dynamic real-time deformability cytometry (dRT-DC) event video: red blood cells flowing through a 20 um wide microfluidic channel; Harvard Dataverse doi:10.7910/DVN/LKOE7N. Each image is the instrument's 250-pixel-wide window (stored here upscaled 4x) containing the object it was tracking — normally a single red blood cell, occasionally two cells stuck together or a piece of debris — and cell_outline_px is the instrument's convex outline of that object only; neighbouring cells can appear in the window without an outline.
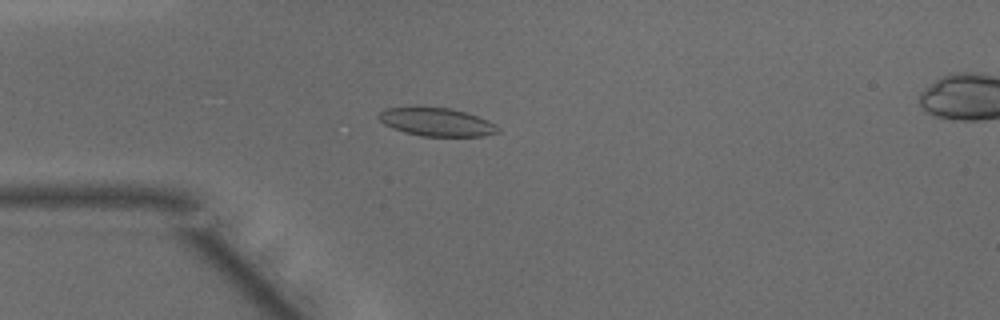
{"species": "common noctule bat (a hibernating species)", "species_latin": "Nyctalus noctula", "temperature_condition": "warm", "stored_images_in_passage": 47, "camera_frame_rate_fps": 3000, "um_per_image_px": 0.085, "animal": {"sex": "male", "body_mass_g": 15.6}, "frame": {"image": 1, "passage_image": 12, "time_ms": 3.667, "image_size_px": [1000, 320], "cell_outline_px": [[500, 132], [484, 136], [420, 136], [404, 132], [392, 128], [384, 124], [376, 116], [384, 108], [452, 108], [488, 120], [496, 124]], "centroid_in_image_um": [37.11, 10.39], "position_along_channel_um": 47.9, "area_um2": 19.42}}
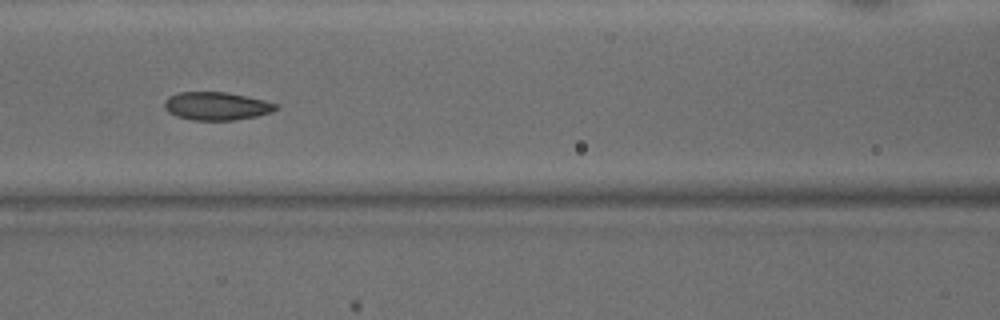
{"frame": {"image": 2, "passage_image": 20, "time_ms": 6.333, "image_size_px": [1000, 320], "cell_outline_px": [[280, 108], [272, 112], [256, 116], [232, 120], [192, 120], [176, 116], [168, 112], [164, 108], [164, 100], [168, 96], [180, 92], [228, 92], [264, 100], [280, 104]], "centroid_in_image_um": [18.42, 9.01], "position_along_channel_um": 148.2, "area_um2": 18.44}}
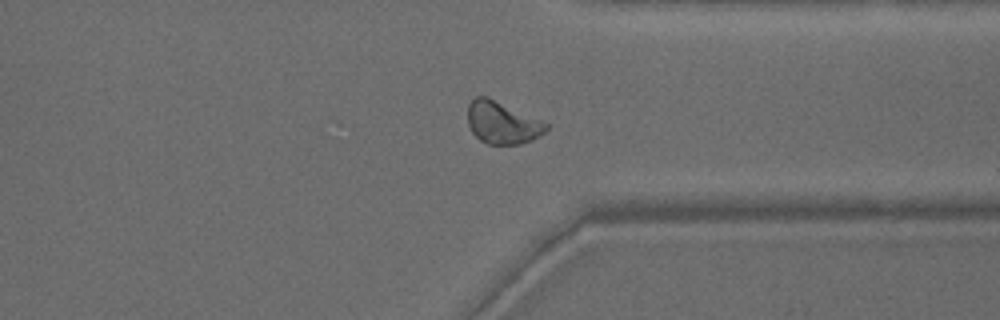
{"frame": {"image": 3, "passage_image": 36, "time_ms": 11.667, "image_size_px": [1000, 320], "cell_outline_px": [[548, 128], [544, 132], [532, 140], [520, 144], [488, 144], [480, 140], [472, 132], [468, 124], [468, 104], [476, 96], [488, 96], [548, 124]], "centroid_in_image_um": [42.66, 10.42], "position_along_channel_um": 368.7, "area_um2": 19.13}}